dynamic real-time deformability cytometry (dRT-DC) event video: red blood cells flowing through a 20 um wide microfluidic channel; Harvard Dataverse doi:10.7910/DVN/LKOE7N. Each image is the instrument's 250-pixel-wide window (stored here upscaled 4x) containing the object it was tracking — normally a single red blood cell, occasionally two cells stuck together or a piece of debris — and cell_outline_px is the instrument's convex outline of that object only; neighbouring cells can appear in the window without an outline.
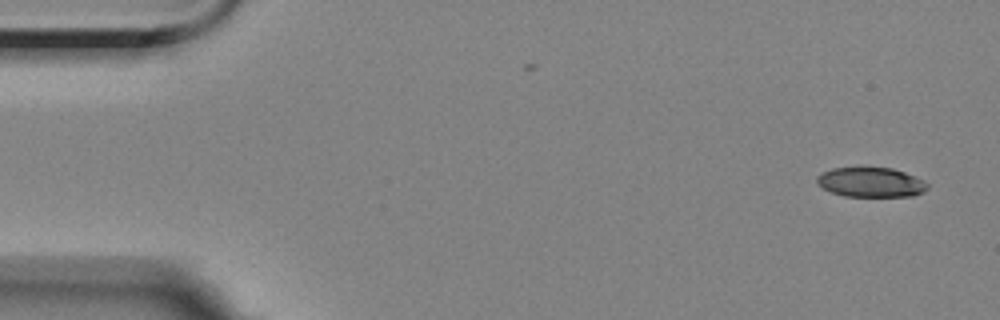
{"species": "Egyptian fruit bat (a non-hibernating species)", "species_latin": "Rousettus aegyptiacus", "temperature_condition": "room temperature", "stored_images_in_passage": 55, "camera_frame_rate_fps": 3000, "um_per_image_px": 0.085, "animal": {"sex": "female"}, "frame": {"image": 1, "passage_image": 1, "time_ms": 0.0, "image_size_px": [1000, 320], "cell_outline_px": [[928, 188], [924, 192], [912, 196], [844, 196], [832, 192], [816, 184], [816, 176], [820, 172], [832, 168], [892, 168], [904, 172], [924, 180], [928, 184]], "centroid_in_image_um": [74.01, 15.49], "position_along_channel_um": 11.0, "area_um2": 19.13}}
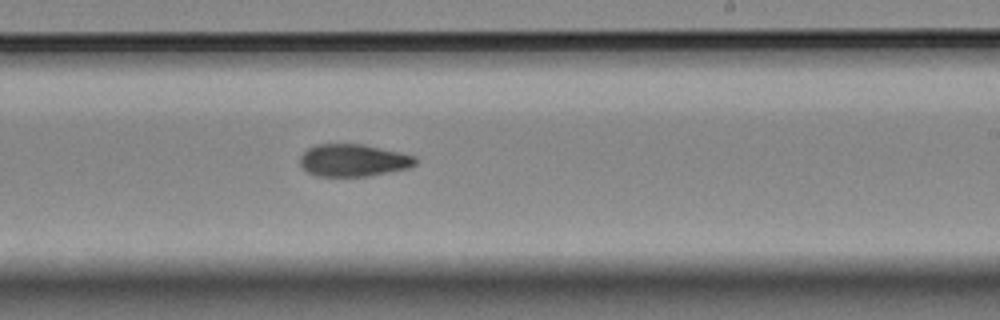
{"frame": {"image": 2, "passage_image": 32, "time_ms": 10.333, "image_size_px": [1000, 320], "cell_outline_px": [[416, 164], [408, 168], [368, 176], [316, 176], [308, 172], [300, 164], [300, 156], [308, 148], [316, 144], [364, 144], [400, 152], [416, 156]], "centroid_in_image_um": [30.03, 13.62], "position_along_channel_um": 259.0, "area_um2": 21.73}}
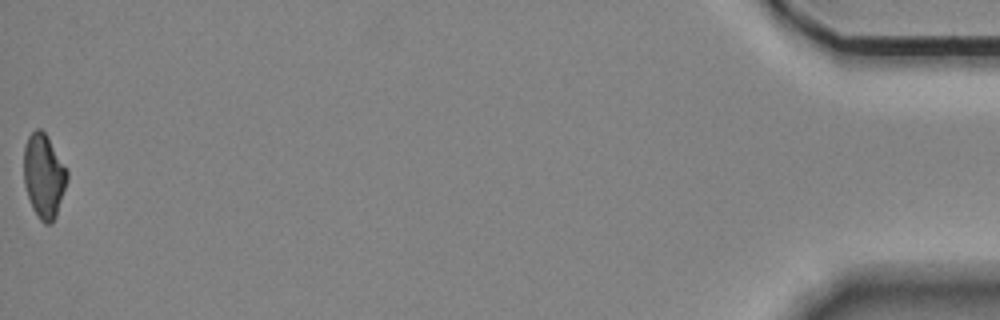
{"frame": {"image": 3, "passage_image": 55, "time_ms": 18.0, "image_size_px": [1000, 320], "cell_outline_px": [[68, 180], [56, 216], [52, 224], [44, 224], [40, 220], [32, 208], [24, 184], [24, 144], [28, 136], [36, 128], [40, 128], [48, 136], [68, 172]], "centroid_in_image_um": [3.72, 14.96], "position_along_channel_um": 431.5, "area_um2": 21.33}, "authors_computed_cell_mechanics": {"area_um2": 22.0796, "velocity_mm_per_s": 3.5159, "shape_relaxation_time_tau1_ms": 6.8745, "shape_relaxation_time_tau2_ms": 5.4859, "deformation_change_tau1": 0.1544, "deformation_change_tau2": 0.1206}}